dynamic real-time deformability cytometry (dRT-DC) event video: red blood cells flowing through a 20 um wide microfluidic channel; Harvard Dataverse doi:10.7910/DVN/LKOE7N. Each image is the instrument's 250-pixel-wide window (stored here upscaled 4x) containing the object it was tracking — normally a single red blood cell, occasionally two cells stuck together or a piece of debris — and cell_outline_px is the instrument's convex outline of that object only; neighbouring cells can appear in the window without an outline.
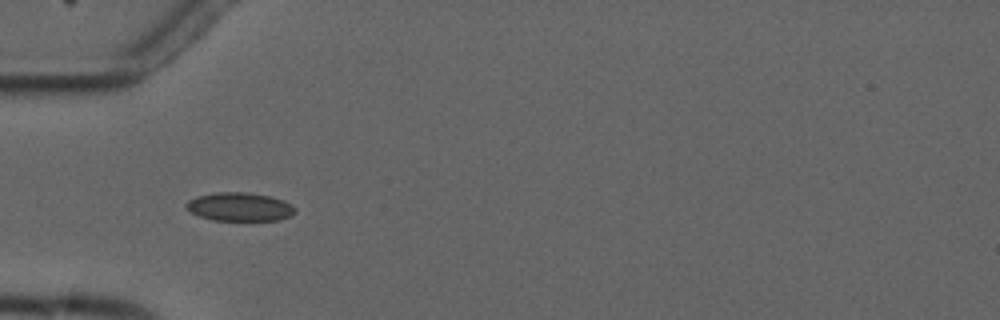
{"species": "common noctule bat (a hibernating species)", "species_latin": "Nyctalus noctula", "temperature_condition": "cold", "stored_images_in_passage": 3, "camera_frame_rate_fps": 3000, "um_per_image_px": 0.085, "animal": {"sex": "male", "forearm_length_mm": 52.5}, "frame": {"image": 1, "passage_image": 3, "time_ms": 2.667, "image_size_px": [1000, 320], "cell_outline_px": [[296, 212], [292, 216], [280, 220], [212, 220], [200, 216], [184, 208], [184, 204], [188, 200], [196, 196], [216, 192], [248, 192], [272, 196], [284, 200], [292, 204], [296, 208]], "centroid_in_image_um": [20.4, 17.57], "position_along_channel_um": 64.6, "area_um2": 18.44}}